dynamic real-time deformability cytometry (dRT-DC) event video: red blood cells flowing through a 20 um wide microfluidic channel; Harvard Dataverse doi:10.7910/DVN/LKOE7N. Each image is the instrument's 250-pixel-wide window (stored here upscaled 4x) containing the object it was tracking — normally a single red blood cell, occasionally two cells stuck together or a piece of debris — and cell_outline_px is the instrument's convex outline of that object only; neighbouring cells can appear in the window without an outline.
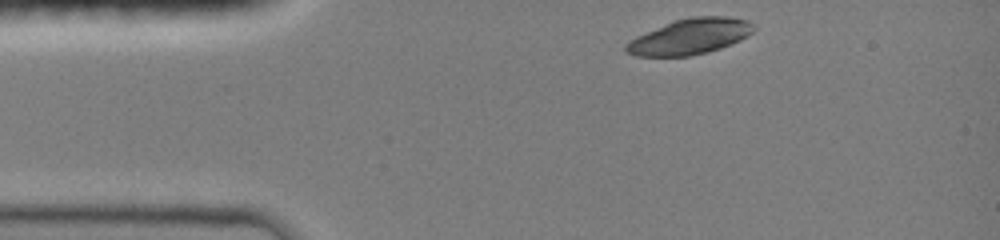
{"species": "common noctule bat (a hibernating species)", "species_latin": "Nyctalus noctula", "temperature_condition": "room temperature", "stored_images_in_passage": 36, "camera_frame_rate_fps": 3000, "um_per_image_px": 0.085, "animal": {"sex": "female", "body_mass_g": 19.0, "forearm_length_mm": 51.5}, "frame": {"image": 1, "passage_image": 1, "time_ms": 0.0, "image_size_px": [1000, 240], "cell_outline_px": [[756, 28], [748, 36], [740, 40], [720, 48], [708, 52], [688, 56], [636, 56], [624, 52], [624, 44], [628, 40], [636, 36], [676, 20], [692, 16], [728, 16], [748, 20], [756, 24]], "centroid_in_image_um": [58.66, 3.1], "position_along_channel_um": 26.3, "area_um2": 26.65}}